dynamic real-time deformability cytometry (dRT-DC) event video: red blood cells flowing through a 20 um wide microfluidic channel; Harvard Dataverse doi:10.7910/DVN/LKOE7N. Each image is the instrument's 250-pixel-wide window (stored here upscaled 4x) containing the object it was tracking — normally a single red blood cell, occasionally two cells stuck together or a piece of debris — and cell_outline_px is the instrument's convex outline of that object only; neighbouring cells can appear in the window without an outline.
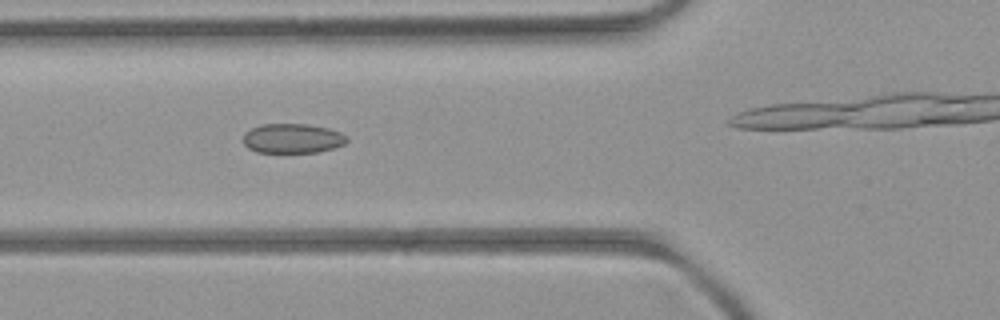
{"species": "common noctule bat (a hibernating species)", "species_latin": "Nyctalus noctula", "temperature_condition": "room temperature", "stored_images_in_passage": 8, "camera_frame_rate_fps": 3000, "um_per_image_px": 0.085, "animal": {"sex": "female", "body_mass_g": 21.9}, "frame": {"image": 1, "passage_image": 4, "time_ms": 3.333, "image_size_px": [1000, 320], "cell_outline_px": [[348, 140], [344, 144], [332, 148], [316, 152], [256, 152], [248, 148], [244, 144], [244, 132], [260, 124], [308, 124], [328, 128], [340, 132], [348, 136]], "centroid_in_image_um": [24.86, 11.75], "position_along_channel_um": 100.9, "area_um2": 17.86}}
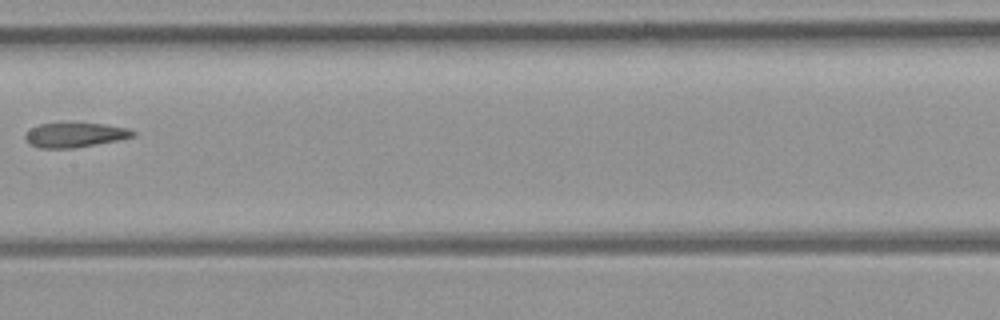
{"frame": {"image": 2, "passage_image": 7, "time_ms": 7.667, "image_size_px": [1000, 320], "cell_outline_px": [[136, 136], [120, 140], [76, 148], [40, 148], [28, 144], [24, 136], [32, 128], [40, 124], [104, 124], [128, 128], [136, 132]], "centroid_in_image_um": [6.41, 11.49], "position_along_channel_um": 201.0, "area_um2": 15.32}}
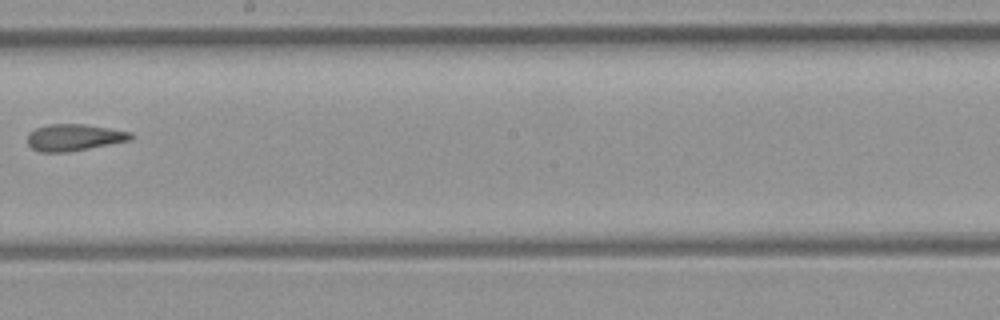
{"frame": {"image": 3, "passage_image": 8, "time_ms": 8.667, "image_size_px": [1000, 320], "cell_outline_px": [[132, 136], [128, 140], [68, 152], [40, 152], [32, 148], [28, 144], [28, 132], [36, 128], [48, 124], [84, 124], [132, 132]], "centroid_in_image_um": [6.23, 11.67], "position_along_channel_um": 242.0, "area_um2": 15.84}}